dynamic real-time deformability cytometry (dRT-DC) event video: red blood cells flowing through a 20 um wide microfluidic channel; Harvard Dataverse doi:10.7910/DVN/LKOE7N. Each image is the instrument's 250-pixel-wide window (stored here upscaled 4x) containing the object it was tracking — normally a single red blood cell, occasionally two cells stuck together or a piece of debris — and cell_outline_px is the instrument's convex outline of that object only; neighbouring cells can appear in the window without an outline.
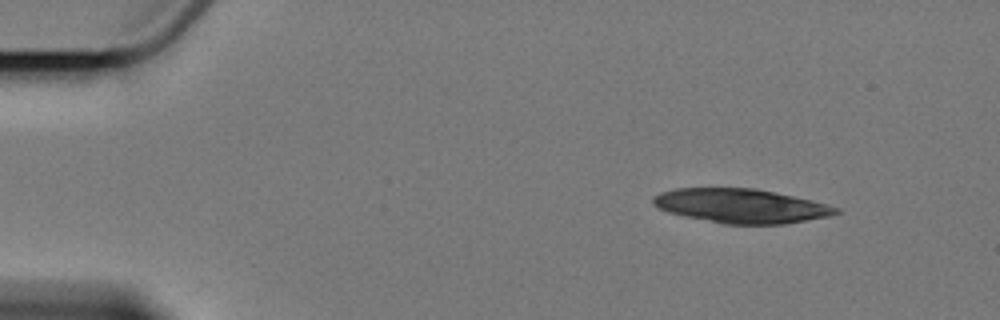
{"species": "Egyptian fruit bat (a non-hibernating species)", "species_latin": "Rousettus aegyptiacus", "temperature_condition": "cold", "stored_images_in_passage": 4, "camera_frame_rate_fps": 3000, "um_per_image_px": 0.085, "animal": {"sex": "female"}, "frame": {"image": 1, "passage_image": 1, "time_ms": 0.0, "image_size_px": [1000, 320], "cell_outline_px": [[840, 212], [828, 216], [784, 224], [724, 224], [684, 216], [668, 212], [660, 208], [652, 200], [660, 192], [676, 188], [756, 188], [812, 200], [840, 208]], "centroid_in_image_um": [63.01, 17.5], "position_along_channel_um": 22.0, "area_um2": 36.13}}